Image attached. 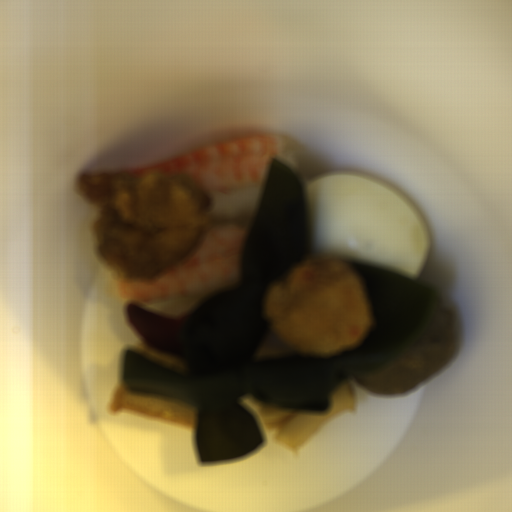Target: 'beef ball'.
I'll return each instance as SVG.
<instances>
[{
	"mask_svg": "<svg viewBox=\"0 0 512 512\" xmlns=\"http://www.w3.org/2000/svg\"><path fill=\"white\" fill-rule=\"evenodd\" d=\"M455 344L453 317L436 306L412 346L387 366L352 379L372 394L398 396L445 368Z\"/></svg>",
	"mask_w": 512,
	"mask_h": 512,
	"instance_id": "beef-ball-1",
	"label": "beef ball"
}]
</instances>
